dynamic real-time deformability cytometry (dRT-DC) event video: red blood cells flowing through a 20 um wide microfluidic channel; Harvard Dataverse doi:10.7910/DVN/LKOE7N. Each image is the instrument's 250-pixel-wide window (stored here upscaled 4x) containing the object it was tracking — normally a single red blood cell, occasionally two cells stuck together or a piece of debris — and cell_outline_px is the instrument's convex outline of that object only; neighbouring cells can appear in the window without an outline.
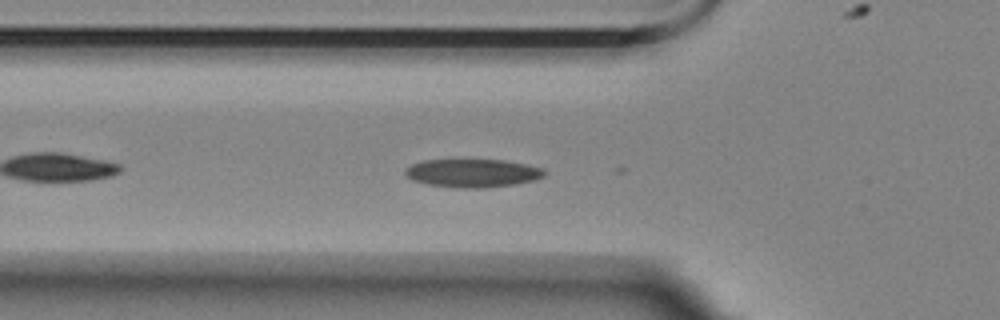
{"species": "Egyptian fruit bat (a non-hibernating species)", "species_latin": "Rousettus aegyptiacus", "temperature_condition": "room temperature", "stored_images_in_passage": 8, "camera_frame_rate_fps": 3000, "um_per_image_px": 0.085, "animal": {"sex": "female"}, "frame": {"image": 1, "passage_image": 7, "time_ms": 2.0, "image_size_px": [1000, 320], "cell_outline_px": [[548, 172], [544, 176], [532, 180], [516, 184], [484, 188], [456, 188], [424, 184], [412, 180], [404, 172], [404, 168], [412, 164], [424, 160], [504, 160], [544, 168]], "centroid_in_image_um": [40.16, 14.72], "position_along_channel_um": 85.6, "area_um2": 23.06}}